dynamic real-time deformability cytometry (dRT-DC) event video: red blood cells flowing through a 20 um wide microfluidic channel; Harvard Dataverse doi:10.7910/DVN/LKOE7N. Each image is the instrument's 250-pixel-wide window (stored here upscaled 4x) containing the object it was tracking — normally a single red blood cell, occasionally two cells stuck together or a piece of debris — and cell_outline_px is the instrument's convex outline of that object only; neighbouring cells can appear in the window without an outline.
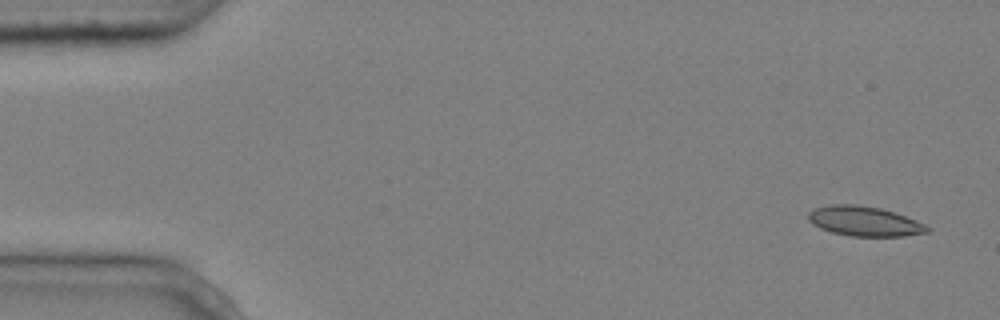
{"species": "common noctule bat (a hibernating species)", "species_latin": "Nyctalus noctula", "temperature_condition": "cold", "stored_images_in_passage": 4, "camera_frame_rate_fps": 3000, "um_per_image_px": 0.085, "animal": {"sex": "male", "body_mass_g": 20.4}, "frame": {"image": 1, "passage_image": 1, "time_ms": 0.0, "image_size_px": [1000, 320], "cell_outline_px": [[932, 228], [928, 232], [904, 236], [852, 236], [832, 232], [820, 228], [812, 224], [808, 220], [808, 212], [812, 208], [832, 204], [856, 204], [880, 208], [896, 212], [924, 224]], "centroid_in_image_um": [73.45, 18.79], "position_along_channel_um": 11.5, "area_um2": 20.75}}
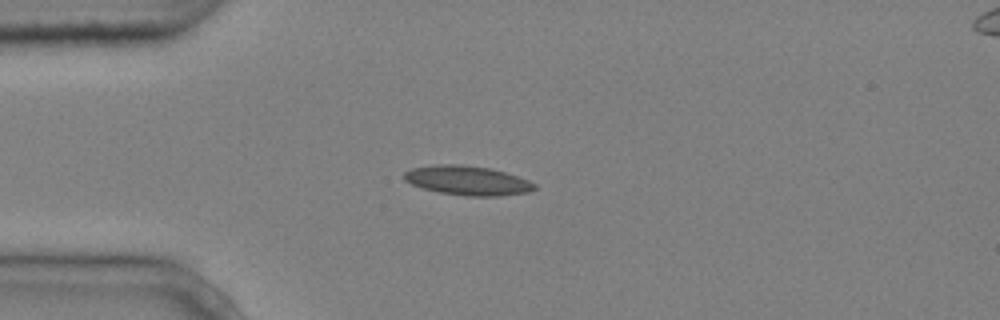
{"frame": {"image": 2, "passage_image": 4, "time_ms": 1.0, "image_size_px": [1000, 320], "cell_outline_px": [[536, 188], [528, 192], [500, 196], [468, 196], [440, 192], [424, 188], [412, 184], [404, 180], [404, 172], [412, 168], [436, 164], [460, 164], [492, 168], [528, 180], [536, 184]], "centroid_in_image_um": [39.74, 15.33], "position_along_channel_um": 45.3, "area_um2": 22.2}}